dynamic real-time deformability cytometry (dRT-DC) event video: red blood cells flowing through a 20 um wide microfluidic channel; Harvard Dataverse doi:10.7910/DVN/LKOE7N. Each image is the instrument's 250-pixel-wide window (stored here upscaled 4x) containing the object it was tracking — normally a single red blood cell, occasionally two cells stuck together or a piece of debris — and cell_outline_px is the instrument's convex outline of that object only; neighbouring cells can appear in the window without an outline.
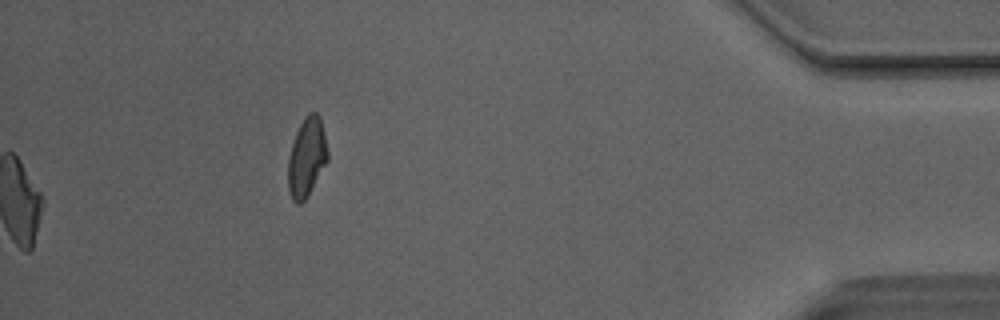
{"species": "Egyptian fruit bat (a non-hibernating species)", "species_latin": "Rousettus aegyptiacus", "temperature_condition": "room temperature", "stored_images_in_passage": 33, "camera_frame_rate_fps": 3000, "um_per_image_px": 0.085, "animal": {"sex": "male"}, "frame": {"image": 1, "passage_image": 33, "time_ms": 10.667, "image_size_px": [1000, 320], "cell_outline_px": [[328, 160], [308, 196], [300, 204], [296, 204], [292, 200], [288, 192], [288, 156], [296, 132], [304, 116], [308, 112], [316, 112], [320, 116], [324, 132], [328, 152]], "centroid_in_image_um": [26.06, 13.37], "position_along_channel_um": 409.1, "area_um2": 18.44}, "authors_computed_cell_mechanics": {"area_um2": 18.8428, "velocity_mm_per_s": 4.1269, "shape_relaxation_time_tau1_ms": 9.4466, "shape_relaxation_time_tau2_ms": 2.435, "deformation_change_tau1": 0.2006, "deformation_change_tau2": 0.0935}}